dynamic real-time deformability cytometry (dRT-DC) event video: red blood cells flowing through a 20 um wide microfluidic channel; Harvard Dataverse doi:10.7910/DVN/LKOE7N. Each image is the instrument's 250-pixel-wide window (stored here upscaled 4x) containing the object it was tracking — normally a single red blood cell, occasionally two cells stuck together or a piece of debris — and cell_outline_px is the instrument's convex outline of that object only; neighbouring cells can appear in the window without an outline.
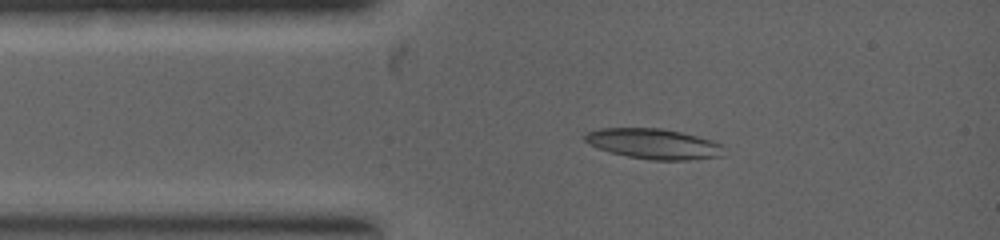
{"species": "common noctule bat (a hibernating species)", "species_latin": "Nyctalus noctula", "temperature_condition": "warm", "stored_images_in_passage": 6, "camera_frame_rate_fps": 5000, "um_per_image_px": 0.085, "animal": {"sex": "female", "body_mass_g": 19.0, "forearm_length_mm": 53.3}, "frame": {"image": 1, "passage_image": 1, "time_ms": 0.0, "image_size_px": [1000, 240], "cell_outline_px": [[724, 156], [688, 160], [652, 160], [628, 156], [596, 148], [588, 144], [584, 140], [584, 136], [588, 132], [600, 128], [664, 128], [712, 140], [720, 144]], "centroid_in_image_um": [55.54, 12.22], "position_along_channel_um": 29.5, "area_um2": 24.45}}
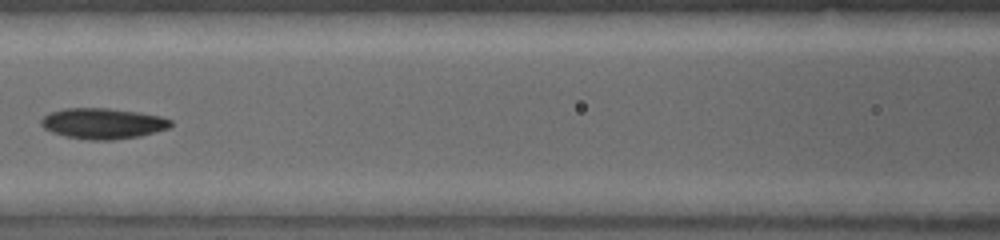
{"frame": {"image": 2, "passage_image": 4, "time_ms": 2.2, "image_size_px": [1000, 240], "cell_outline_px": [[172, 124], [168, 128], [140, 136], [112, 140], [88, 140], [68, 136], [52, 132], [44, 128], [40, 124], [40, 120], [44, 116], [52, 112], [64, 108], [108, 108], [140, 112], [160, 116], [172, 120]], "centroid_in_image_um": [8.75, 10.49], "position_along_channel_um": 157.9, "area_um2": 23.12}}
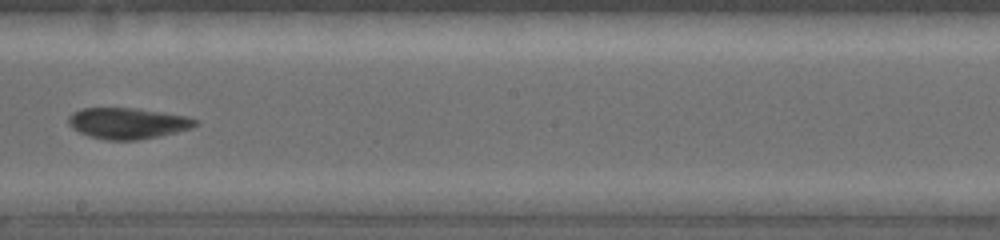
{"frame": {"image": 3, "passage_image": 6, "time_ms": 3.4, "image_size_px": [1000, 240], "cell_outline_px": [[200, 124], [192, 128], [176, 132], [136, 140], [108, 140], [88, 136], [72, 128], [68, 124], [68, 116], [72, 112], [80, 108], [136, 108], [188, 116], [200, 120]], "centroid_in_image_um": [10.86, 10.46], "position_along_channel_um": 237.3, "area_um2": 23.12}}